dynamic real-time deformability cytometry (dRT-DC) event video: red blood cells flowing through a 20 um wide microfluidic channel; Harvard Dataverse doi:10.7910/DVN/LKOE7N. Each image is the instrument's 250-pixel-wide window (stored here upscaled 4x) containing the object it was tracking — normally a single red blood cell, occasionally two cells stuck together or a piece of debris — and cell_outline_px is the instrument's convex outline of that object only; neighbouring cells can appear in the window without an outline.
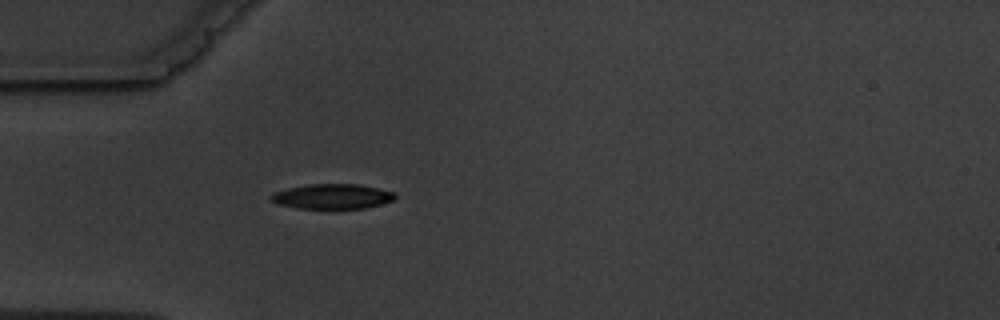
{"species": "common noctule bat (a hibernating species)", "species_latin": "Nyctalus noctula", "temperature_condition": "warm", "stored_images_in_passage": 1, "camera_frame_rate_fps": 3000, "um_per_image_px": 0.085, "animal": {"sex": "male", "body_mass_g": 19.5, "forearm_length_mm": 54.6}, "frame": {"image": 1, "passage_image": 1, "time_ms": 0.0, "image_size_px": [1000, 320], "cell_outline_px": [[396, 200], [364, 208], [296, 208], [276, 204], [268, 196], [272, 192], [288, 188], [308, 184], [356, 184], [396, 192]], "centroid_in_image_um": [28.22, 16.69], "position_along_channel_um": 56.8, "area_um2": 18.09}}